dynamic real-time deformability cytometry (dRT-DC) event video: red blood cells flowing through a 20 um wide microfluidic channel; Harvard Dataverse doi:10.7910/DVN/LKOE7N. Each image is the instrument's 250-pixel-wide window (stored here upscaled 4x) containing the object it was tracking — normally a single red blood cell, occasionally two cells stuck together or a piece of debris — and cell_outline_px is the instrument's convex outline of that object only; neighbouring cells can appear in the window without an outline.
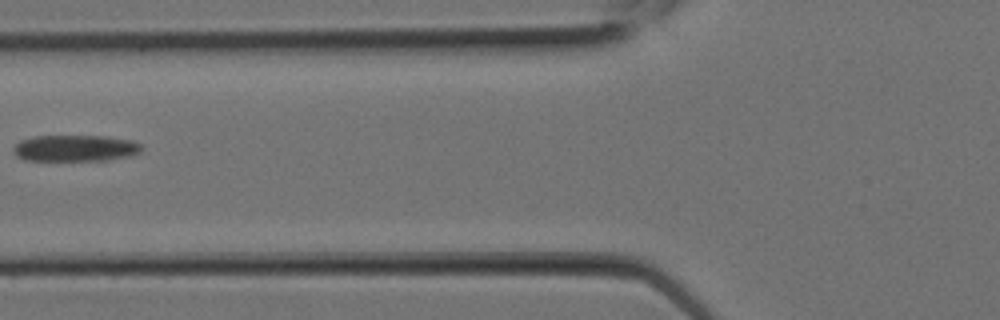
{"species": "Egyptian fruit bat (a non-hibernating species)", "species_latin": "Rousettus aegyptiacus", "temperature_condition": "room temperature", "stored_images_in_passage": 3, "segment_of_instrument_passage": [2, 2], "camera_frame_rate_fps": 3000, "um_per_image_px": 0.085, "animal": {"sex": "female"}, "frame": {"image": 1, "passage_image": 3, "time_ms": 0.667, "image_size_px": [1000, 320], "cell_outline_px": [[144, 148], [140, 152], [132, 156], [108, 160], [24, 160], [16, 156], [12, 152], [12, 148], [20, 140], [36, 136], [104, 136], [132, 140], [140, 144]], "centroid_in_image_um": [6.41, 12.6], "position_along_channel_um": 119.4, "area_um2": 19.88}}